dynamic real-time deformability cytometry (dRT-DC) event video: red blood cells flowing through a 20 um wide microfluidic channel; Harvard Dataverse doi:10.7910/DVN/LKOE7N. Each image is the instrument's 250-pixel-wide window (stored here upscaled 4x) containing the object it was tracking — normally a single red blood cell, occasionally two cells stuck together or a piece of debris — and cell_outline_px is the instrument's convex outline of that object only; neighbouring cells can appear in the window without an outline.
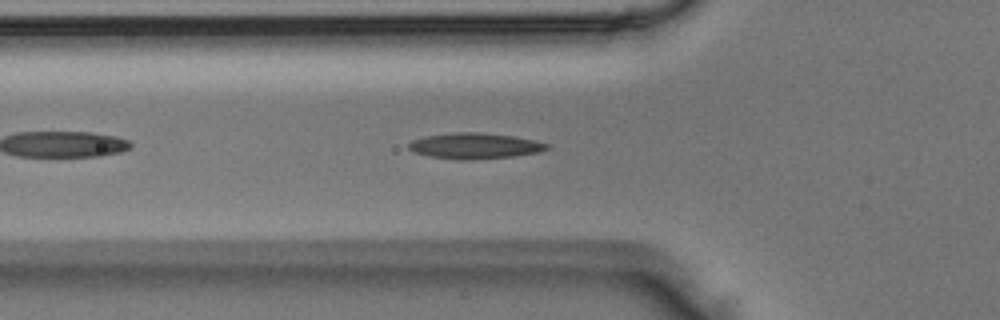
{"species": "Egyptian fruit bat (a non-hibernating species)", "species_latin": "Rousettus aegyptiacus", "temperature_condition": "room temperature", "stored_images_in_passage": 39, "camera_frame_rate_fps": 3000, "um_per_image_px": 0.085, "animal": {"sex": "male"}, "frame": {"image": 1, "passage_image": 6, "time_ms": 1.667, "image_size_px": [1000, 320], "cell_outline_px": [[548, 148], [540, 152], [516, 156], [472, 160], [456, 160], [428, 156], [416, 152], [408, 148], [408, 144], [412, 140], [428, 136], [456, 132], [476, 132], [512, 136], [536, 140], [548, 144]], "centroid_in_image_um": [40.38, 12.41], "position_along_channel_um": 85.4, "area_um2": 20.75}}
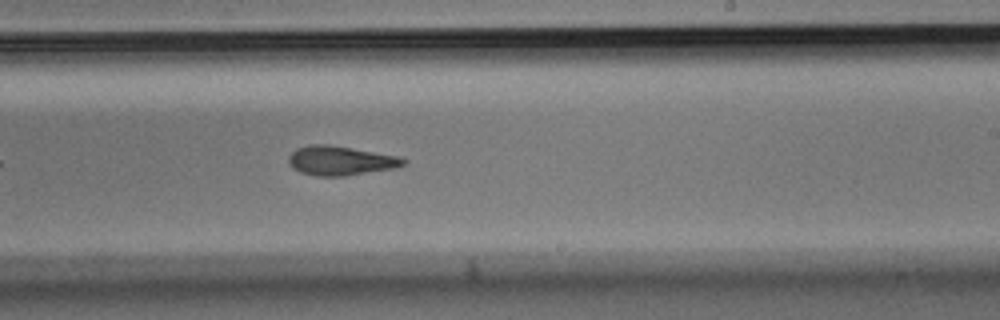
{"frame": {"image": 2, "passage_image": 19, "time_ms": 6.0, "image_size_px": [1000, 320], "cell_outline_px": [[408, 160], [404, 164], [392, 168], [344, 176], [316, 176], [300, 172], [292, 168], [288, 164], [288, 156], [296, 148], [312, 144], [328, 144], [396, 156]], "centroid_in_image_um": [28.86, 13.65], "position_along_channel_um": 260.1, "area_um2": 19.36}}
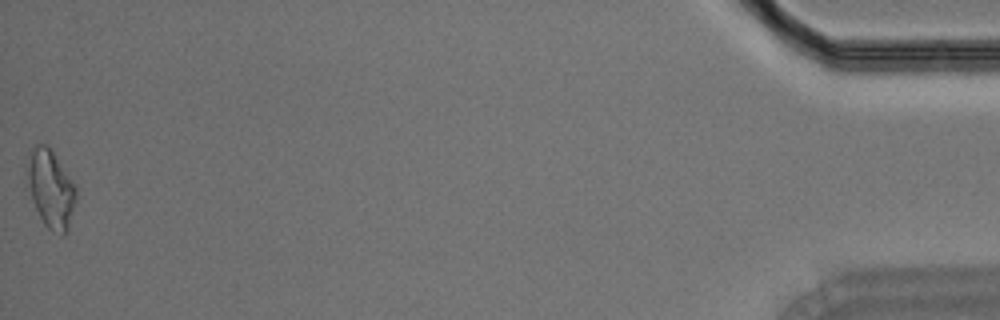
{"frame": {"image": 3, "passage_image": 39, "time_ms": 12.667, "image_size_px": [1000, 320], "cell_outline_px": [[76, 200], [68, 232], [64, 236], [60, 236], [52, 232], [44, 224], [24, 184], [24, 168], [32, 148], [36, 144], [48, 144], [76, 184]], "centroid_in_image_um": [4.28, 16.04], "position_along_channel_um": 430.9, "area_um2": 23.24}}